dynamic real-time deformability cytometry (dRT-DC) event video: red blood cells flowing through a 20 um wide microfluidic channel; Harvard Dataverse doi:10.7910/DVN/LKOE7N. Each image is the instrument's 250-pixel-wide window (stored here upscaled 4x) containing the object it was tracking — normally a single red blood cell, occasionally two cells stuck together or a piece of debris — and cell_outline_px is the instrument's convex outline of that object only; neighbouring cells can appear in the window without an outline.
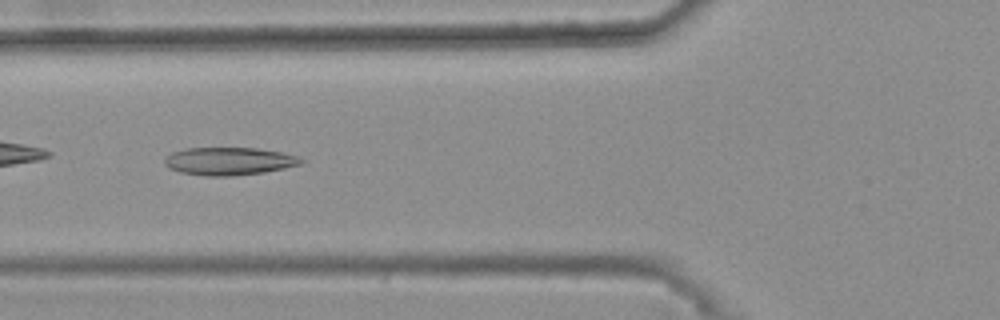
{"species": "common noctule bat (a hibernating species)", "species_latin": "Nyctalus noctula", "temperature_condition": "warm", "stored_images_in_passage": 32, "camera_frame_rate_fps": 3000, "um_per_image_px": 0.085, "animal": {"sex": "female", "body_mass_g": 25.1}, "frame": {"image": 1, "passage_image": 5, "time_ms": 1.333, "image_size_px": [1000, 320], "cell_outline_px": [[308, 160], [304, 164], [264, 172], [232, 176], [208, 176], [180, 172], [168, 168], [164, 164], [164, 160], [172, 152], [188, 148], [256, 148], [280, 152], [296, 156]], "centroid_in_image_um": [19.5, 13.7], "position_along_channel_um": 106.3, "area_um2": 22.14}, "authors_computed_cell_mechanics": {"area_um2": 21.2126, "velocity_mm_per_s": 3.7154, "shape_relaxation_time_tau1_ms": null, "shape_relaxation_time_tau2_ms": 2.4044, "deformation_change_tau1": null, "deformation_change_tau2": 0.1078}}